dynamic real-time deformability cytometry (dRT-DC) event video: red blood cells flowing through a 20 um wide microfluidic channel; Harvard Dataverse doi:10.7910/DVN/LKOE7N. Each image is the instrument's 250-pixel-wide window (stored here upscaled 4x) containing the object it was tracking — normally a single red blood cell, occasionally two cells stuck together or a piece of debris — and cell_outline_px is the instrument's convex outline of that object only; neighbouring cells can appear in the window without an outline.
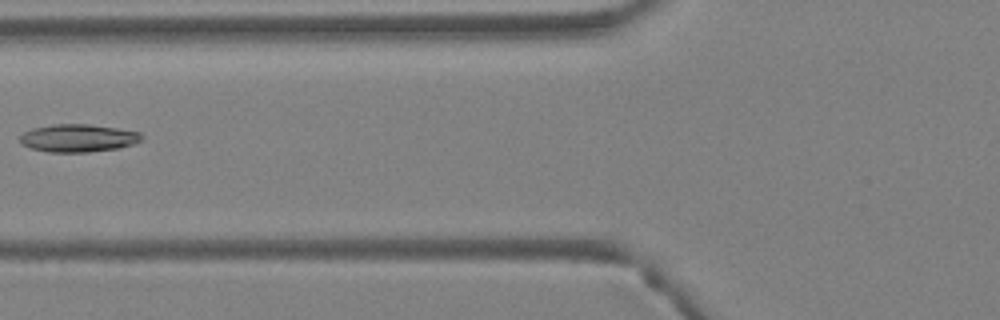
{"species": "Egyptian fruit bat (a non-hibernating species)", "species_latin": "Rousettus aegyptiacus", "temperature_condition": "warm", "stored_images_in_passage": 4, "camera_frame_rate_fps": 3000, "um_per_image_px": 0.085, "animal": {"sex": "female"}, "frame": {"image": 1, "passage_image": 4, "time_ms": 1.0, "image_size_px": [1000, 320], "cell_outline_px": [[144, 140], [136, 144], [120, 148], [88, 152], [48, 152], [28, 148], [20, 144], [20, 136], [24, 132], [32, 128], [52, 124], [88, 124], [116, 128], [140, 132], [144, 136]], "centroid_in_image_um": [6.66, 11.74], "position_along_channel_um": 119.1, "area_um2": 20.06}}